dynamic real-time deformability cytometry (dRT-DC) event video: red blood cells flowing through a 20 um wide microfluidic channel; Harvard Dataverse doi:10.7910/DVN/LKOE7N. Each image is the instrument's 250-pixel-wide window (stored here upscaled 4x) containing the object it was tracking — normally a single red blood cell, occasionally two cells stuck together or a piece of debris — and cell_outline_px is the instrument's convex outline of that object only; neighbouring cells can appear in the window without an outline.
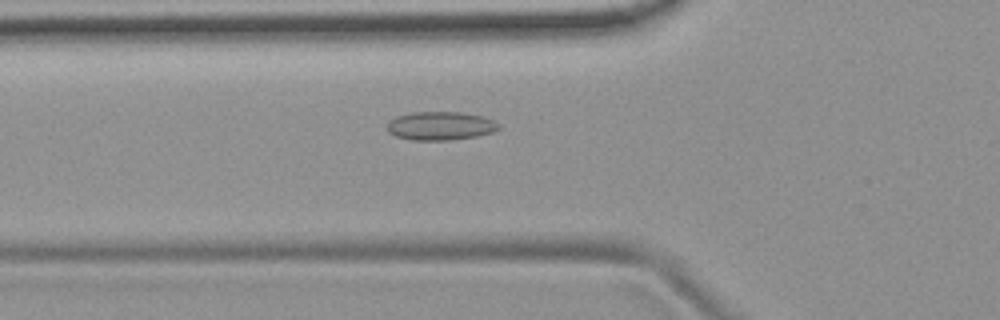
{"species": "common noctule bat (a hibernating species)", "species_latin": "Nyctalus noctula", "temperature_condition": "room temperature", "stored_images_in_passage": 52, "camera_frame_rate_fps": 3000, "um_per_image_px": 0.085, "animal": {"sex": "female", "body_mass_g": 19.9}, "frame": {"image": 1, "passage_image": 18, "time_ms": 5.667, "image_size_px": [1000, 320], "cell_outline_px": [[500, 128], [492, 132], [476, 136], [448, 140], [412, 140], [396, 136], [388, 132], [388, 120], [396, 116], [412, 112], [460, 112], [480, 116], [492, 120], [500, 124]], "centroid_in_image_um": [37.41, 10.69], "position_along_channel_um": 88.4, "area_um2": 18.44}}
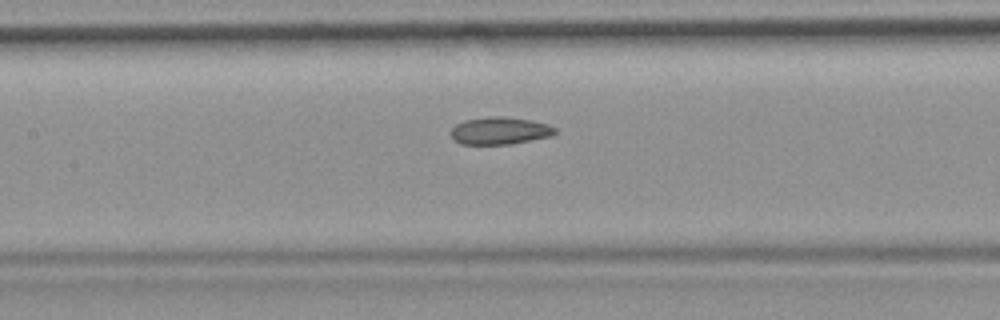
{"frame": {"image": 2, "passage_image": 24, "time_ms": 7.667, "image_size_px": [1000, 320], "cell_outline_px": [[556, 132], [552, 136], [512, 144], [460, 144], [452, 136], [452, 128], [456, 124], [464, 120], [488, 116], [504, 116], [532, 120], [548, 124], [556, 128]], "centroid_in_image_um": [42.52, 11.1], "position_along_channel_um": 164.9, "area_um2": 16.7}}
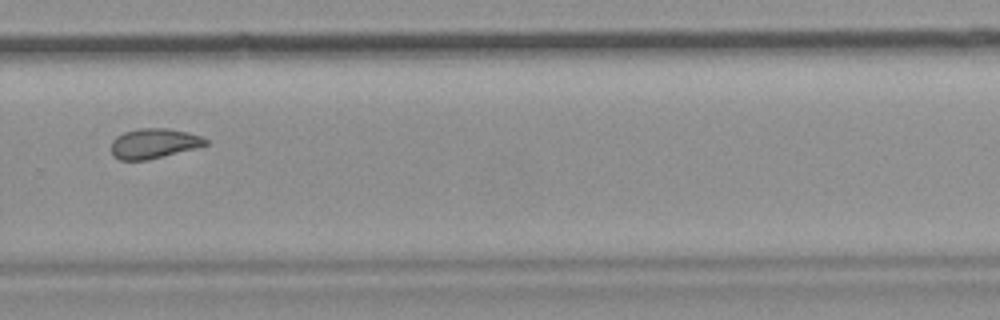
{"frame": {"image": 3, "passage_image": 36, "time_ms": 11.667, "image_size_px": [1000, 320], "cell_outline_px": [[208, 144], [148, 160], [120, 160], [112, 156], [112, 140], [116, 136], [124, 132], [136, 128], [168, 128], [188, 132], [204, 136], [208, 140]], "centroid_in_image_um": [13.07, 12.18], "position_along_channel_um": 316.7, "area_um2": 16.53}, "authors_computed_cell_mechanics": {"area_um2": 17.3978, "velocity_mm_per_s": 3.819, "shape_relaxation_time_tau1_ms": null, "shape_relaxation_time_tau2_ms": 2.6388, "deformation_change_tau1": null, "deformation_change_tau2": 0.0868}}